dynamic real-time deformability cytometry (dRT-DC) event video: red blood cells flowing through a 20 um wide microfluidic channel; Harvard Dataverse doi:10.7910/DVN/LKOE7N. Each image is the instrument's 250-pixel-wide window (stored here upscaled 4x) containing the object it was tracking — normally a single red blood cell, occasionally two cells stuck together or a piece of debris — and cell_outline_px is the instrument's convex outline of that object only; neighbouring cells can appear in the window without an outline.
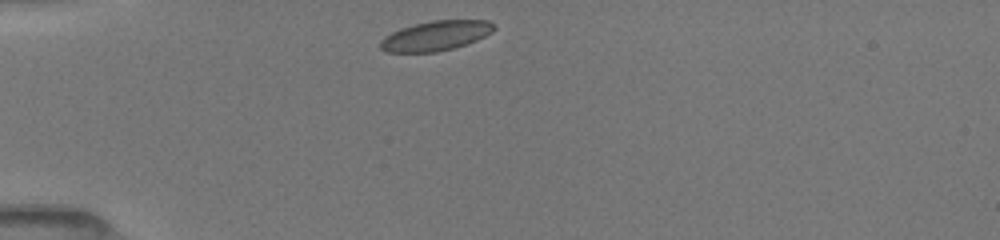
{"species": "common noctule bat (a hibernating species)", "species_latin": "Nyctalus noctula", "temperature_condition": "room temperature", "stored_images_in_passage": 11, "camera_frame_rate_fps": 3000, "um_per_image_px": 0.085, "animal": {"sex": "female", "body_mass_g": 19.5, "forearm_length_mm": 54.1}, "frame": {"image": 1, "passage_image": 1, "time_ms": 0.0, "image_size_px": [1000, 240], "cell_outline_px": [[496, 28], [492, 32], [476, 40], [452, 48], [436, 52], [384, 52], [380, 48], [380, 40], [384, 36], [400, 28], [432, 20], [488, 20], [496, 24]], "centroid_in_image_um": [37.03, 3.03], "position_along_channel_um": 48.0, "area_um2": 19.71}}
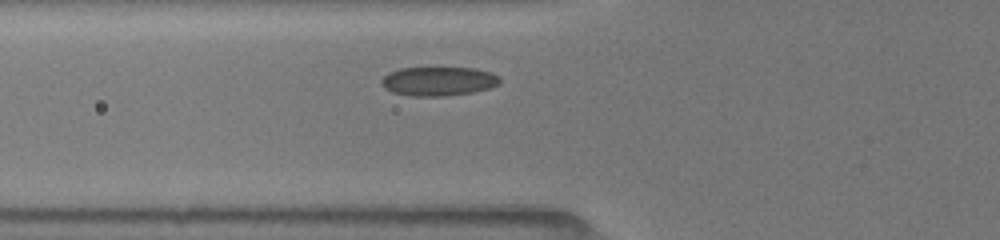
{"frame": {"image": 2, "passage_image": 9, "time_ms": 1.667, "image_size_px": [1000, 240], "cell_outline_px": [[500, 84], [488, 88], [472, 92], [444, 96], [412, 96], [392, 92], [384, 88], [380, 84], [380, 80], [388, 72], [400, 68], [476, 68], [492, 72], [500, 76]], "centroid_in_image_um": [37.26, 6.9], "position_along_channel_um": 88.5, "area_um2": 20.17}}